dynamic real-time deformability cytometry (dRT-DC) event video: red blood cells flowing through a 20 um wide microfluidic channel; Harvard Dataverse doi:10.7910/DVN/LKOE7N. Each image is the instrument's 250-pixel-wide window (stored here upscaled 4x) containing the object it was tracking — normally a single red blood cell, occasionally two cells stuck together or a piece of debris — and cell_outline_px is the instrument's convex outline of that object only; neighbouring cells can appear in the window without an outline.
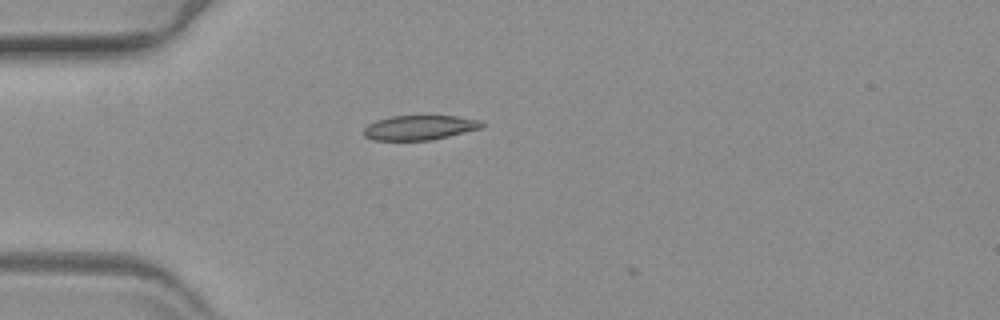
{"species": "common noctule bat (a hibernating species)", "species_latin": "Nyctalus noctula", "temperature_condition": "warm", "stored_images_in_passage": 3, "camera_frame_rate_fps": 3000, "um_per_image_px": 0.085, "animal": {"sex": "female", "body_mass_g": 19.3, "forearm_length_mm": 54.1}, "frame": {"image": 1, "passage_image": 2, "time_ms": 0.333, "image_size_px": [1000, 320], "cell_outline_px": [[484, 128], [432, 140], [372, 140], [364, 136], [364, 128], [368, 124], [376, 120], [392, 116], [456, 116], [480, 120], [484, 124]], "centroid_in_image_um": [35.68, 10.85], "position_along_channel_um": 49.3, "area_um2": 17.05}}